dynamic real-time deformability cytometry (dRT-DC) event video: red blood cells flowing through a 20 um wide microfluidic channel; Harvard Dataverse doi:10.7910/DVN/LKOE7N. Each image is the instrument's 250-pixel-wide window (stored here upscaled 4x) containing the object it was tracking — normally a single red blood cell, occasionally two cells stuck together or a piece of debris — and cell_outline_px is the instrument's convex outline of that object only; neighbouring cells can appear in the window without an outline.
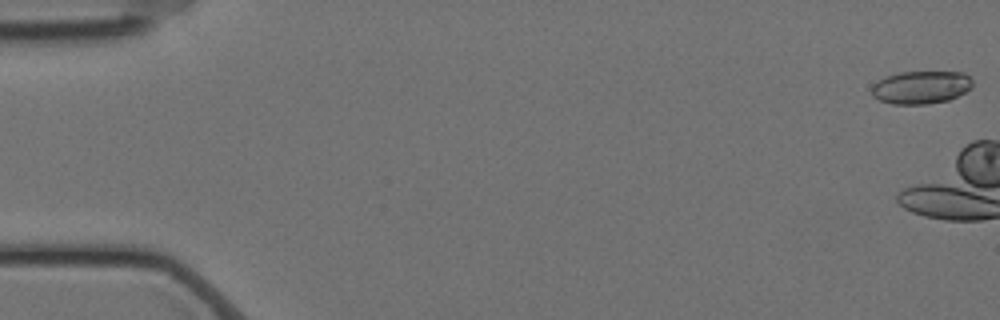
{"species": "Egyptian fruit bat (a non-hibernating species)", "species_latin": "Rousettus aegyptiacus", "temperature_condition": "cold", "stored_images_in_passage": 3, "camera_frame_rate_fps": 3000, "um_per_image_px": 0.085, "animal": {"sex": "female"}, "frame": {"image": 1, "passage_image": 1, "time_ms": 0.0, "image_size_px": [1000, 320], "cell_outline_px": [[972, 88], [948, 100], [928, 104], [892, 104], [880, 100], [872, 96], [872, 84], [876, 80], [900, 72], [964, 72], [972, 80]], "centroid_in_image_um": [78.27, 7.42], "position_along_channel_um": 6.7, "area_um2": 19.36}}